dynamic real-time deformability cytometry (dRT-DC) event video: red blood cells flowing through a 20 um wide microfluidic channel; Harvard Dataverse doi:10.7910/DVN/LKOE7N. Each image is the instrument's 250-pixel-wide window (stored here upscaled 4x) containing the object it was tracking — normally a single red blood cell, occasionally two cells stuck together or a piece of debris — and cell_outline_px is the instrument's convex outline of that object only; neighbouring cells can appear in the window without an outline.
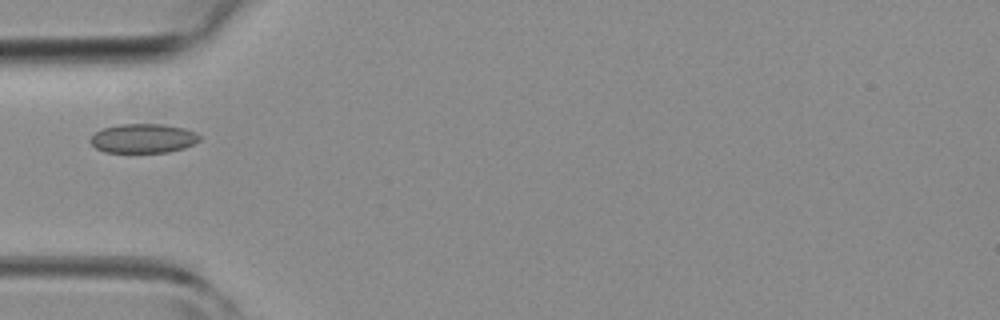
{"species": "common noctule bat (a hibernating species)", "species_latin": "Nyctalus noctula", "temperature_condition": "room temperature", "stored_images_in_passage": 1, "camera_frame_rate_fps": 3000, "um_per_image_px": 0.085, "animal": {"sex": "female", "body_mass_g": 19.3, "forearm_length_mm": 54.1}, "frame": {"image": 1, "passage_image": 1, "time_ms": 0.0, "image_size_px": [1000, 320], "cell_outline_px": [[200, 140], [184, 148], [168, 152], [104, 152], [96, 148], [88, 140], [96, 132], [104, 128], [120, 124], [160, 124], [184, 128], [196, 132], [200, 136]], "centroid_in_image_um": [12.17, 11.76], "position_along_channel_um": 72.8, "area_um2": 18.5}}